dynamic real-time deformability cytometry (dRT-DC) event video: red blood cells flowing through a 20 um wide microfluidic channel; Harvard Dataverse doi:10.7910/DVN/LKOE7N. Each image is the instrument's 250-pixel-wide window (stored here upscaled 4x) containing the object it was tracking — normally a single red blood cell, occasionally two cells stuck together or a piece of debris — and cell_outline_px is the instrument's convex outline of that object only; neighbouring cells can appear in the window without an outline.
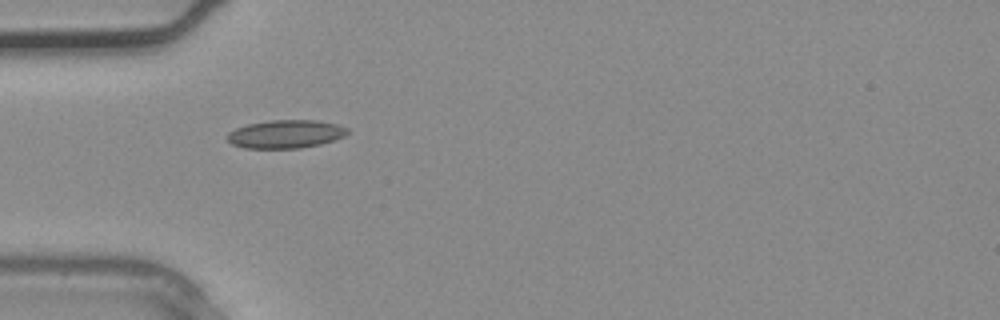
{"species": "common noctule bat (a hibernating species)", "species_latin": "Nyctalus noctula", "temperature_condition": "warm", "stored_images_in_passage": 2, "camera_frame_rate_fps": 3000, "um_per_image_px": 0.085, "animal": {"sex": "male", "body_mass_g": 20.4}, "frame": {"image": 1, "passage_image": 1, "time_ms": 0.0, "image_size_px": [1000, 320], "cell_outline_px": [[352, 132], [344, 136], [320, 144], [300, 148], [244, 148], [232, 144], [228, 140], [228, 132], [236, 128], [248, 124], [272, 120], [316, 120], [336, 124], [348, 128]], "centroid_in_image_um": [24.3, 11.39], "position_along_channel_um": 60.7, "area_um2": 19.71}}